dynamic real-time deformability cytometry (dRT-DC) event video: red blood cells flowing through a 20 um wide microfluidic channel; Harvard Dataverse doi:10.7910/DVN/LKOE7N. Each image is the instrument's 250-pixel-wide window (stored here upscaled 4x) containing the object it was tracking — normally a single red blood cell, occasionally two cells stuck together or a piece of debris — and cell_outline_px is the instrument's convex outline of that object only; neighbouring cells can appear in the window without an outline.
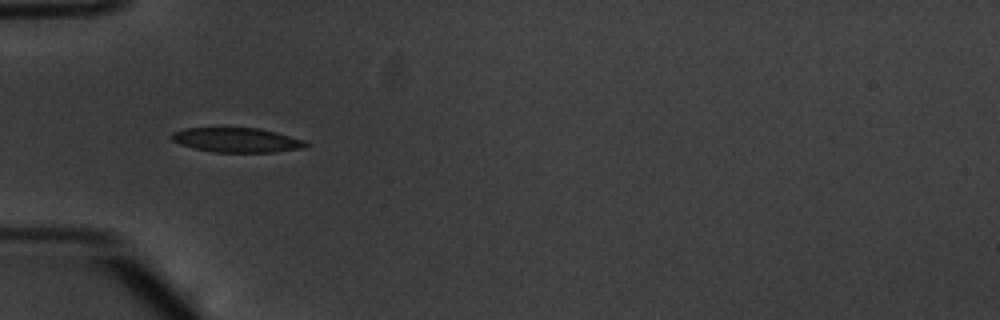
{"species": "common noctule bat (a hibernating species)", "species_latin": "Nyctalus noctula", "temperature_condition": "warm", "stored_images_in_passage": 37, "camera_frame_rate_fps": 3000, "um_per_image_px": 0.085, "animal": {"sex": "male", "body_mass_g": 20.1, "forearm_length_mm": 53.5}, "frame": {"image": 1, "passage_image": 1, "time_ms": 0.0, "image_size_px": [1000, 320], "cell_outline_px": [[312, 144], [304, 148], [276, 152], [216, 152], [196, 148], [180, 144], [172, 140], [172, 132], [184, 128], [260, 128], [276, 132], [304, 140]], "centroid_in_image_um": [20.18, 11.9], "position_along_channel_um": 64.8, "area_um2": 19.13}}
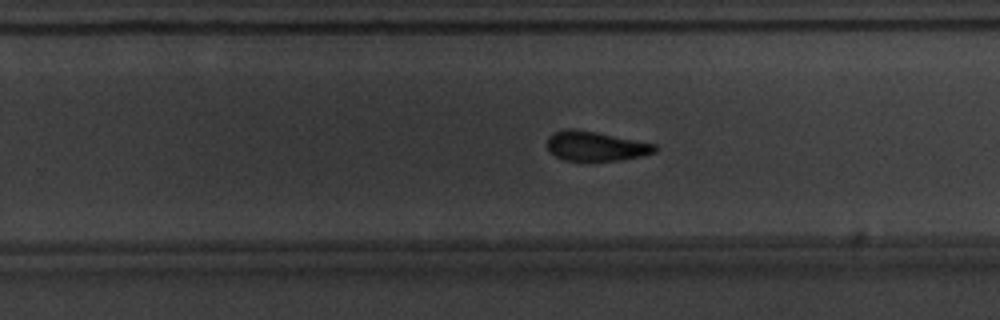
{"frame": {"image": 2, "passage_image": 18, "time_ms": 5.667, "image_size_px": [1000, 320], "cell_outline_px": [[656, 152], [640, 156], [620, 160], [564, 160], [556, 156], [548, 148], [548, 136], [552, 132], [568, 128], [572, 128], [656, 144]], "centroid_in_image_um": [50.61, 12.41], "position_along_channel_um": 279.2, "area_um2": 18.15}}
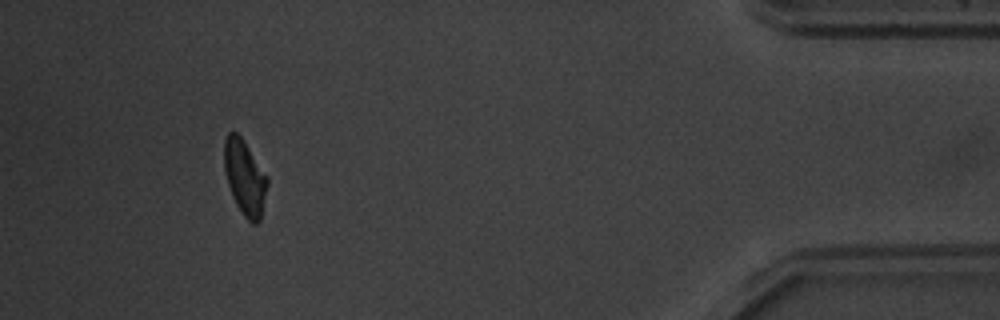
{"frame": {"image": 3, "passage_image": 33, "time_ms": 10.667, "image_size_px": [1000, 320], "cell_outline_px": [[268, 184], [260, 220], [256, 224], [252, 224], [244, 216], [236, 204], [228, 184], [224, 168], [224, 140], [228, 132], [236, 132], [240, 136], [268, 176]], "centroid_in_image_um": [20.81, 15.09], "position_along_channel_um": 414.4, "area_um2": 18.73}, "authors_computed_cell_mechanics": {"area_um2": 19.5942, "velocity_mm_per_s": 3.8152, "shape_relaxation_time_tau1_ms": 3.4095, "shape_relaxation_time_tau2_ms": 1.2717, "deformation_change_tau1": 0.132, "deformation_change_tau2": 0.0812}}